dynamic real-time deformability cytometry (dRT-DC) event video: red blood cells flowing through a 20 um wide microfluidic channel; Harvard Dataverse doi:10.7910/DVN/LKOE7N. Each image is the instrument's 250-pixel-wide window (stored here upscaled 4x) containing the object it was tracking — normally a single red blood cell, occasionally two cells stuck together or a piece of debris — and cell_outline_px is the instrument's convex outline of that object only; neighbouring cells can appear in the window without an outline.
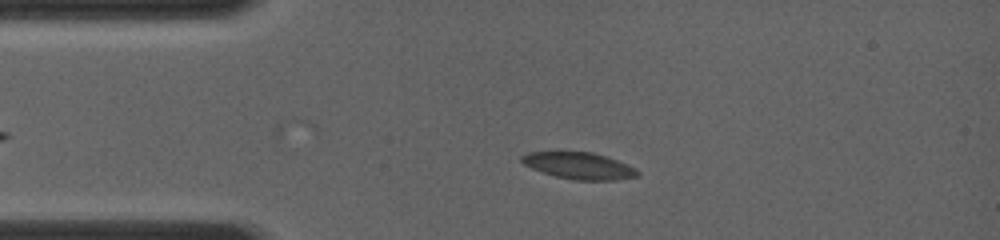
{"species": "common noctule bat (a hibernating species)", "species_latin": "Nyctalus noctula", "temperature_condition": "room temperature", "stored_images_in_passage": 7, "camera_frame_rate_fps": 4000, "um_per_image_px": 0.085, "animal": {"sex": "female", "body_mass_g": 19.0, "forearm_length_mm": 56.7}, "frame": {"image": 1, "passage_image": 4, "time_ms": 2.0, "image_size_px": [1000, 240], "cell_outline_px": [[640, 172], [636, 176], [616, 180], [572, 180], [556, 176], [532, 168], [524, 164], [520, 160], [520, 156], [528, 152], [592, 152], [628, 164], [636, 168]], "centroid_in_image_um": [49.22, 14.09], "position_along_channel_um": 35.8, "area_um2": 17.86}}
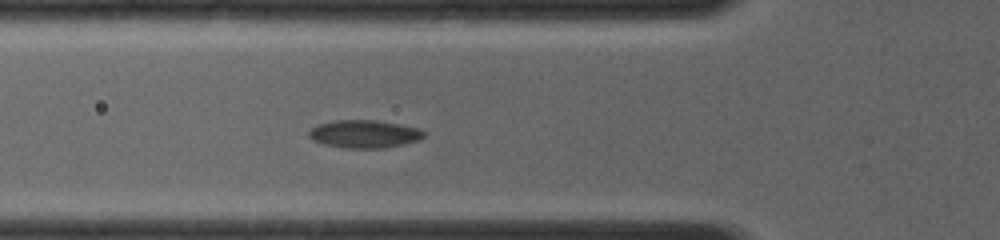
{"frame": {"image": 2, "passage_image": 7, "time_ms": 4.0, "image_size_px": [1000, 240], "cell_outline_px": [[424, 136], [420, 140], [384, 148], [344, 148], [324, 144], [312, 140], [308, 136], [308, 132], [312, 128], [320, 124], [336, 120], [376, 120], [400, 124], [420, 128], [424, 132]], "centroid_in_image_um": [30.98, 11.39], "position_along_channel_um": 94.8, "area_um2": 18.67}}